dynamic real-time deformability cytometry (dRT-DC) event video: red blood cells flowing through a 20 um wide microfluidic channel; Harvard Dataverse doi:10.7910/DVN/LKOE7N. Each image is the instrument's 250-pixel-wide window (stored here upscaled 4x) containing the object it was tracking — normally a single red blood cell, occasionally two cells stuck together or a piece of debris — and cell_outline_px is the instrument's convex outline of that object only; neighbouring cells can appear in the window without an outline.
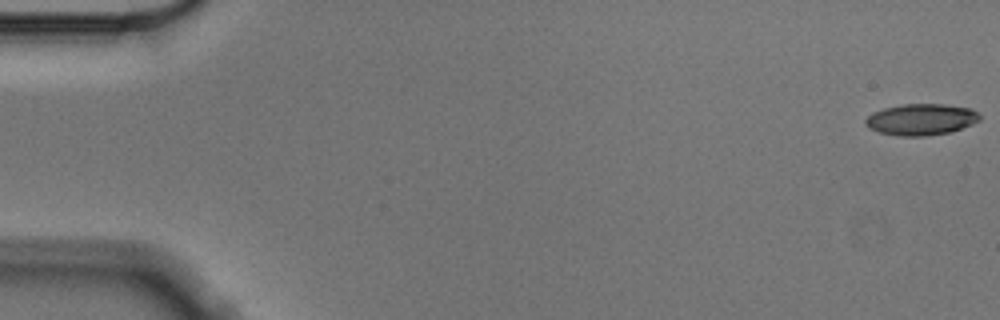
{"species": "Egyptian fruit bat (a non-hibernating species)", "species_latin": "Rousettus aegyptiacus", "temperature_condition": "cold", "stored_images_in_passage": 57, "camera_frame_rate_fps": 3000, "um_per_image_px": 0.085, "animal": {"sex": "male"}, "frame": {"image": 1, "passage_image": 1, "time_ms": 0.0, "image_size_px": [1000, 320], "cell_outline_px": [[980, 120], [972, 124], [952, 132], [924, 136], [900, 136], [880, 132], [868, 128], [864, 124], [864, 120], [872, 112], [884, 108], [900, 104], [944, 104], [972, 108], [980, 116]], "centroid_in_image_um": [78.28, 10.15], "position_along_channel_um": 6.7, "area_um2": 21.04}}
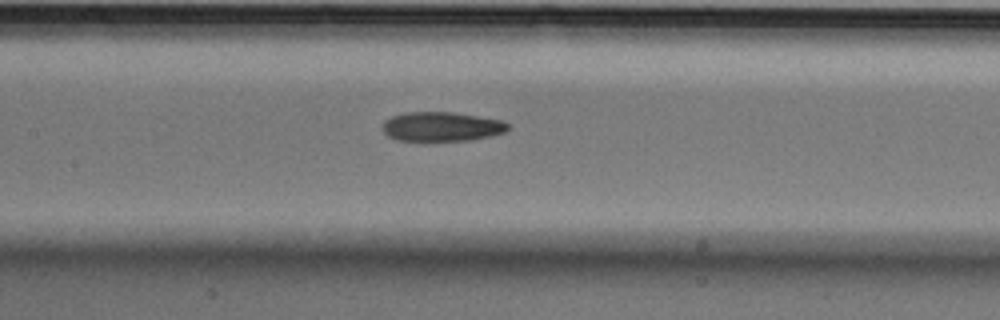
{"frame": {"image": 2, "passage_image": 27, "time_ms": 8.667, "image_size_px": [1000, 320], "cell_outline_px": [[508, 128], [504, 132], [492, 136], [472, 140], [396, 140], [388, 136], [380, 128], [384, 120], [392, 116], [404, 112], [452, 112], [500, 120], [508, 124]], "centroid_in_image_um": [37.48, 10.76], "position_along_channel_um": 169.9, "area_um2": 21.39}}
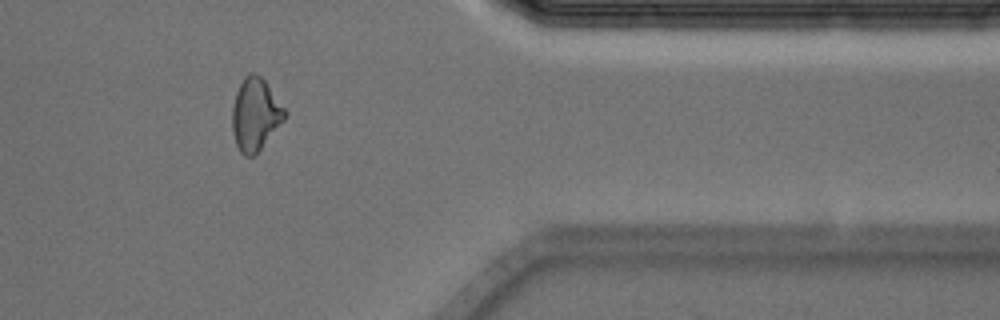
{"frame": {"image": 3, "passage_image": 47, "time_ms": 15.333, "image_size_px": [1000, 320], "cell_outline_px": [[288, 112], [284, 120], [260, 148], [252, 156], [244, 156], [240, 152], [236, 144], [232, 128], [232, 108], [236, 92], [244, 76], [248, 72], [252, 72], [260, 76], [264, 80]], "centroid_in_image_um": [21.69, 9.7], "position_along_channel_um": 389.7, "area_um2": 21.91}, "authors_computed_cell_mechanics": {"area_um2": 21.8484, "velocity_mm_per_s": 3.5627, "shape_relaxation_time_tau1_ms": 7.025, "shape_relaxation_time_tau2_ms": null, "deformation_change_tau1": 0.1471, "deformation_change_tau2": null}}